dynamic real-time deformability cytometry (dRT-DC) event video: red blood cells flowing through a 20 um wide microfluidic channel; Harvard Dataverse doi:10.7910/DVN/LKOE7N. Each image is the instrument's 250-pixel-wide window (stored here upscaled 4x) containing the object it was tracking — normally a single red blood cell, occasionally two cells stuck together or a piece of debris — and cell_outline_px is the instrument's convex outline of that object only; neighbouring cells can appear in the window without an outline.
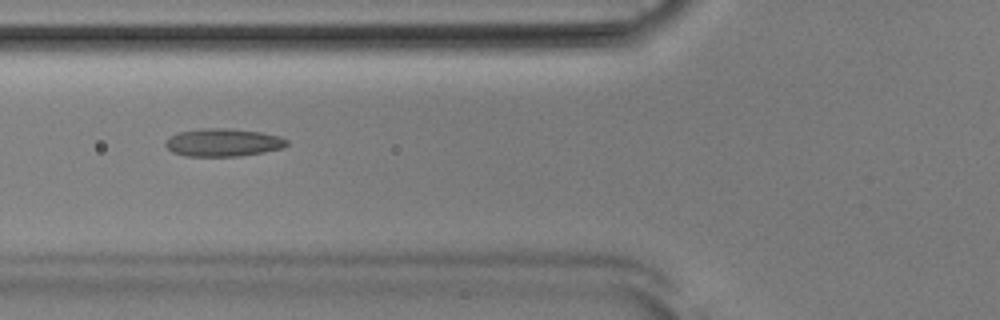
{"species": "Egyptian fruit bat (a non-hibernating species)", "species_latin": "Rousettus aegyptiacus", "temperature_condition": "room temperature", "stored_images_in_passage": 52, "camera_frame_rate_fps": 3000, "um_per_image_px": 0.085, "animal": {"sex": "male"}, "frame": {"image": 1, "passage_image": 20, "time_ms": 6.333, "image_size_px": [1000, 320], "cell_outline_px": [[288, 144], [280, 148], [264, 152], [240, 156], [184, 156], [172, 152], [164, 144], [164, 140], [168, 136], [180, 132], [200, 128], [228, 128], [260, 132], [280, 136], [288, 140]], "centroid_in_image_um": [18.92, 12.11], "position_along_channel_um": 106.9, "area_um2": 19.83}}
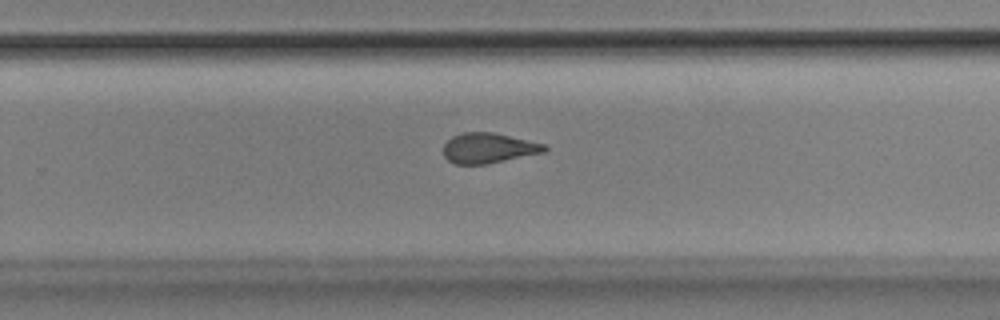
{"frame": {"image": 2, "passage_image": 34, "time_ms": 11.0, "image_size_px": [1000, 320], "cell_outline_px": [[548, 148], [544, 152], [488, 164], [456, 164], [448, 160], [444, 156], [444, 144], [452, 136], [460, 132], [492, 132], [544, 144]], "centroid_in_image_um": [41.49, 12.59], "position_along_channel_um": 288.3, "area_um2": 17.69}}
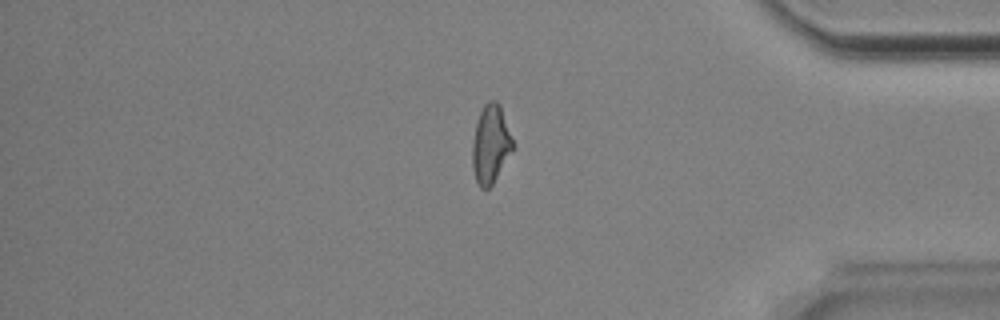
{"frame": {"image": 3, "passage_image": 44, "time_ms": 14.333, "image_size_px": [1000, 320], "cell_outline_px": [[512, 148], [492, 184], [488, 188], [480, 188], [476, 180], [472, 168], [472, 144], [476, 124], [480, 112], [484, 104], [488, 100], [496, 100], [500, 104], [512, 140]], "centroid_in_image_um": [41.66, 12.23], "position_along_channel_um": 393.5, "area_um2": 17.92}, "authors_computed_cell_mechanics": {"area_um2": 18.6983, "velocity_mm_per_s": 3.8999, "shape_relaxation_time_tau1_ms": null, "shape_relaxation_time_tau2_ms": 2.1774, "deformation_change_tau1": null, "deformation_change_tau2": 0.103}}